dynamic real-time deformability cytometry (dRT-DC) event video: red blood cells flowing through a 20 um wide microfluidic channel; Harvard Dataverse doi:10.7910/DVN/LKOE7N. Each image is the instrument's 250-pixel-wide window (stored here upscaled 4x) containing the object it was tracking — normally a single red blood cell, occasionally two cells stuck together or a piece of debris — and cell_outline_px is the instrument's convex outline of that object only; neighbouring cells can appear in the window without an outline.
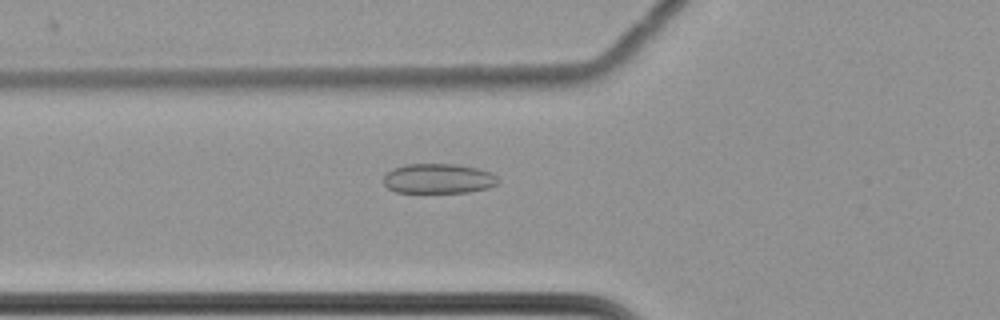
{"species": "common noctule bat (a hibernating species)", "species_latin": "Nyctalus noctula", "temperature_condition": "cold", "stored_images_in_passage": 48, "camera_frame_rate_fps": 3000, "um_per_image_px": 0.085, "animal": {"sex": "female", "body_mass_g": 22.7, "forearm_length_mm": 54.2}, "frame": {"image": 1, "passage_image": 11, "time_ms": 3.333, "image_size_px": [1000, 320], "cell_outline_px": [[500, 180], [496, 184], [488, 188], [468, 192], [396, 192], [388, 188], [384, 184], [384, 176], [392, 168], [404, 164], [456, 164], [476, 168], [492, 172]], "centroid_in_image_um": [37.26, 15.17], "position_along_channel_um": 88.5, "area_um2": 19.94}}
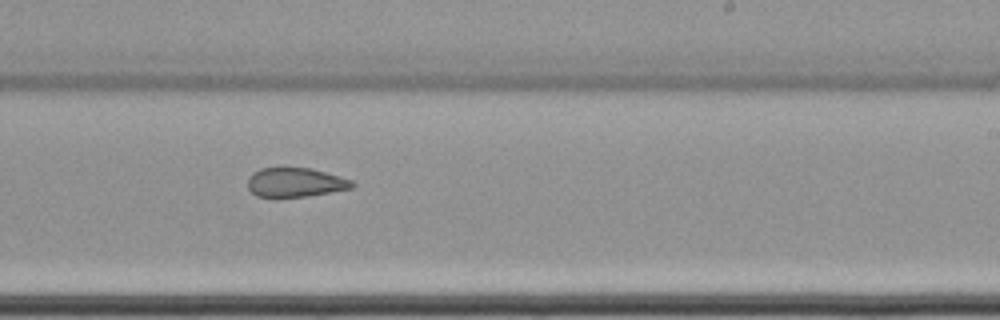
{"frame": {"image": 2, "passage_image": 26, "time_ms": 8.333, "image_size_px": [1000, 320], "cell_outline_px": [[356, 184], [352, 188], [308, 196], [276, 200], [256, 196], [248, 188], [248, 176], [252, 172], [260, 168], [284, 164], [312, 168], [340, 176], [352, 180]], "centroid_in_image_um": [25.03, 15.49], "position_along_channel_um": 264.0, "area_um2": 19.19}}
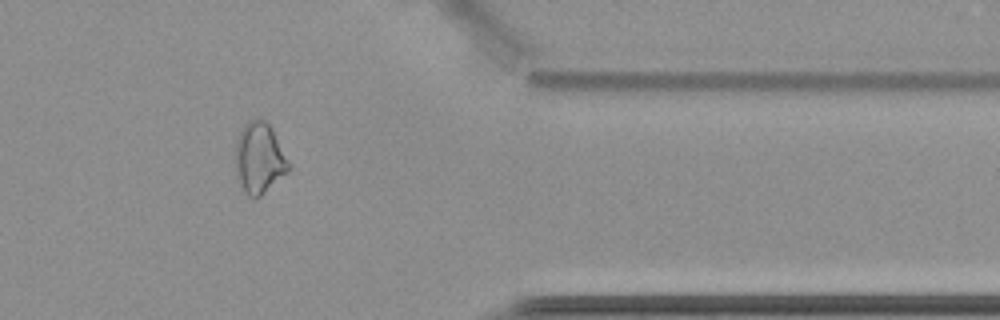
{"frame": {"image": 3, "passage_image": 38, "time_ms": 12.333, "image_size_px": [1000, 320], "cell_outline_px": [[292, 168], [288, 172], [256, 200], [248, 196], [244, 192], [236, 176], [236, 140], [244, 124], [248, 120], [264, 120], [272, 128], [292, 164]], "centroid_in_image_um": [22.07, 13.47], "position_along_channel_um": 389.3, "area_um2": 22.31}, "authors_computed_cell_mechanics": {"area_um2": 20.2589, "velocity_mm_per_s": 3.5037, "shape_relaxation_time_tau1_ms": null, "shape_relaxation_time_tau2_ms": 3.0696, "deformation_change_tau1": null, "deformation_change_tau2": 0.0903}}